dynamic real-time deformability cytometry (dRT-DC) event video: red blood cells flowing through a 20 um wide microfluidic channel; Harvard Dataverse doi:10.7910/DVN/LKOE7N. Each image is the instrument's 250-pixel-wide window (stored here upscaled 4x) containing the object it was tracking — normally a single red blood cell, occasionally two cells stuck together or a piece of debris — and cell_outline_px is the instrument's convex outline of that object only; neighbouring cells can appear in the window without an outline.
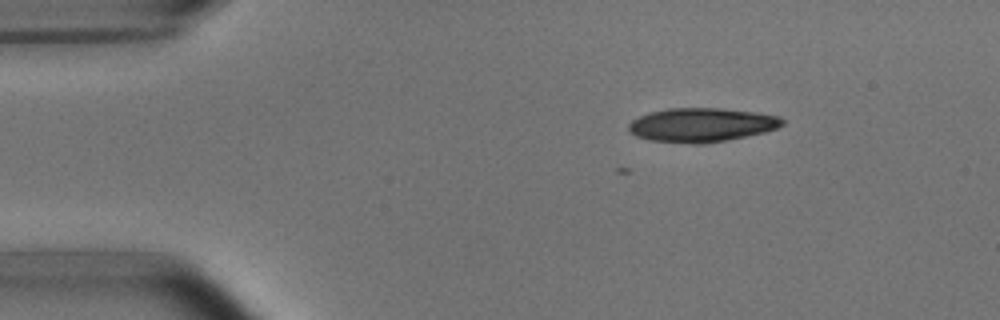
{"species": "common noctule bat (a hibernating species)", "species_latin": "Nyctalus noctula", "temperature_condition": "room temperature", "stored_images_in_passage": 7, "camera_frame_rate_fps": 3000, "um_per_image_px": 0.085, "animal": {"sex": "male", "body_mass_g": 15.6}, "frame": {"image": 1, "passage_image": 1, "time_ms": 0.0, "image_size_px": [1000, 320], "cell_outline_px": [[784, 124], [776, 128], [764, 132], [728, 140], [704, 144], [692, 144], [648, 140], [636, 136], [628, 132], [628, 124], [632, 120], [640, 116], [652, 112], [668, 108], [720, 108], [756, 112], [776, 116], [784, 120]], "centroid_in_image_um": [59.6, 10.63], "position_along_channel_um": 25.4, "area_um2": 30.46}}